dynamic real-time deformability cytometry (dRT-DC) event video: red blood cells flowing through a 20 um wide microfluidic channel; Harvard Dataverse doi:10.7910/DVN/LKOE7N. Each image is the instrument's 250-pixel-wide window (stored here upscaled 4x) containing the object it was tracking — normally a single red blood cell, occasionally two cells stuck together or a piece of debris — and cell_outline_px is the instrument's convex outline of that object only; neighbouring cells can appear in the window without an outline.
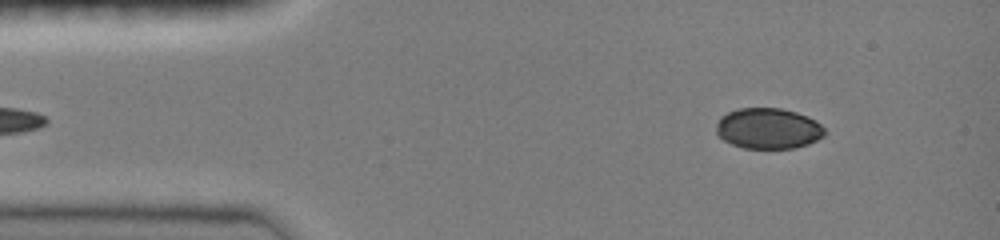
{"species": "common noctule bat (a hibernating species)", "species_latin": "Nyctalus noctula", "temperature_condition": "room temperature", "stored_images_in_passage": 44, "camera_frame_rate_fps": 3000, "um_per_image_px": 0.085, "animal": {"sex": "female", "body_mass_g": 19.0, "forearm_length_mm": 51.5}, "frame": {"image": 1, "passage_image": 3, "time_ms": 0.667, "image_size_px": [1000, 240], "cell_outline_px": [[824, 136], [808, 144], [792, 148], [744, 148], [732, 144], [724, 140], [716, 132], [716, 124], [720, 116], [728, 112], [740, 108], [780, 108], [796, 112], [808, 116], [816, 120], [824, 128]], "centroid_in_image_um": [65.29, 10.91], "position_along_channel_um": 19.7, "area_um2": 25.72}}
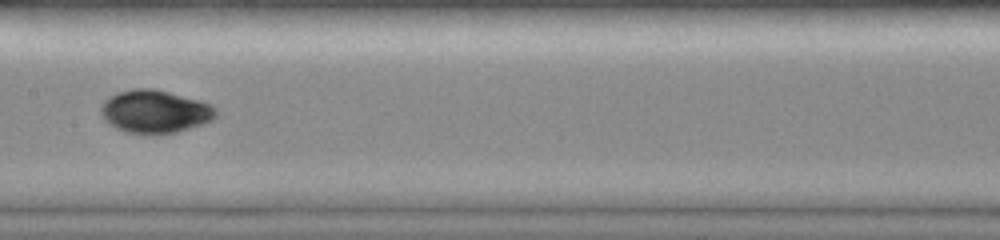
{"frame": {"image": 2, "passage_image": 21, "time_ms": 6.667, "image_size_px": [1000, 240], "cell_outline_px": [[216, 116], [212, 120], [204, 124], [176, 132], [128, 132], [116, 128], [108, 124], [104, 120], [100, 112], [100, 108], [104, 100], [108, 96], [116, 92], [132, 88], [152, 88], [200, 100], [212, 104], [216, 108]], "centroid_in_image_um": [13.15, 9.45], "position_along_channel_um": 194.2, "area_um2": 28.67}}
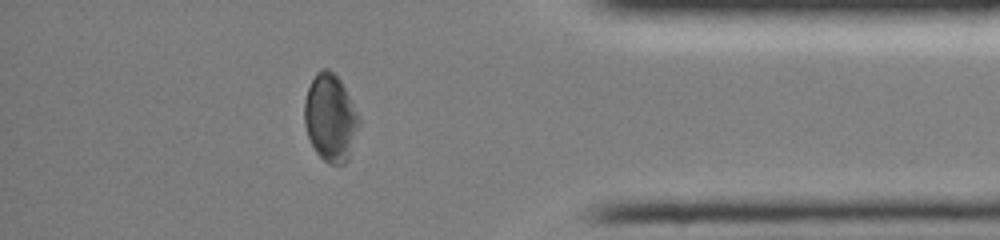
{"frame": {"image": 3, "passage_image": 38, "time_ms": 12.333, "image_size_px": [1000, 240], "cell_outline_px": [[360, 124], [348, 160], [344, 164], [328, 164], [316, 152], [308, 136], [304, 124], [304, 100], [308, 88], [316, 72], [320, 68], [328, 68], [340, 80], [360, 116]], "centroid_in_image_um": [28.09, 10.01], "position_along_channel_um": 407.1, "area_um2": 27.86}, "authors_computed_cell_mechanics": {"area_um2": 27.8596, "velocity_mm_per_s": 4.0487, "shape_relaxation_time_tau1_ms": 5.1217, "shape_relaxation_time_tau2_ms": 4.1867, "deformation_change_tau1": 0.1502, "deformation_change_tau2": 0.048}}